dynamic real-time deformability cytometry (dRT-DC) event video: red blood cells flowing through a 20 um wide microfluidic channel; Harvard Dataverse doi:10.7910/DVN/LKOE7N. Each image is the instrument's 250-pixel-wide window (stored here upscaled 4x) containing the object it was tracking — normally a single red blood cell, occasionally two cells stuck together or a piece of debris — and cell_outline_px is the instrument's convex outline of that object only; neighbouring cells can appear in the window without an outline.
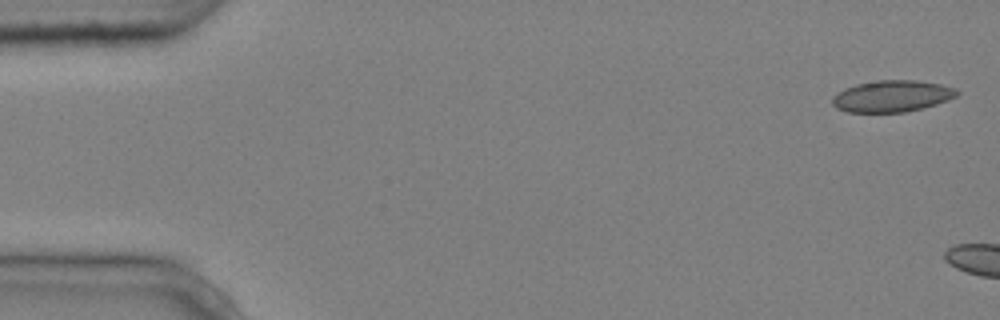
{"species": "common noctule bat (a hibernating species)", "species_latin": "Nyctalus noctula", "temperature_condition": "cold", "stored_images_in_passage": 2, "camera_frame_rate_fps": 3000, "um_per_image_px": 0.085, "animal": {"sex": "male", "body_mass_g": 20.4}, "frame": {"image": 1, "passage_image": 1, "time_ms": 0.0, "image_size_px": [1000, 320], "cell_outline_px": [[960, 92], [956, 96], [948, 100], [936, 104], [904, 112], [848, 112], [836, 108], [832, 104], [832, 96], [844, 88], [856, 84], [876, 80], [916, 80], [940, 84], [956, 88]], "centroid_in_image_um": [75.8, 8.16], "position_along_channel_um": 9.2, "area_um2": 22.95}}